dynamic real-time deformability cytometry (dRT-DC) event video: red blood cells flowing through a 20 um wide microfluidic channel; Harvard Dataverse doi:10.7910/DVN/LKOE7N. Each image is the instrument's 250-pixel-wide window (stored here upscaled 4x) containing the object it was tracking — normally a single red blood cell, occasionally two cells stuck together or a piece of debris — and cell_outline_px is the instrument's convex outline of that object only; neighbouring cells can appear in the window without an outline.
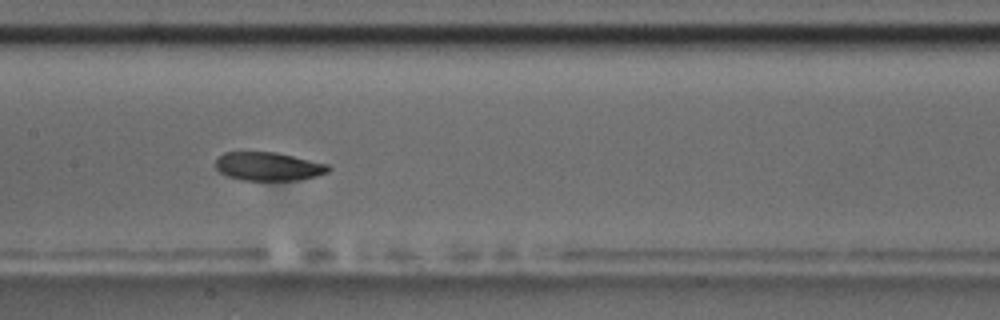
{"species": "common noctule bat (a hibernating species)", "species_latin": "Nyctalus noctula", "temperature_condition": "room temperature", "stored_images_in_passage": 11, "camera_frame_rate_fps": 3000, "um_per_image_px": 0.085, "animal": {"sex": "male", "body_mass_g": 17.5, "forearm_length_mm": 52.3}, "frame": {"image": 1, "passage_image": 8, "time_ms": 9.0, "image_size_px": [1000, 320], "cell_outline_px": [[332, 168], [328, 172], [316, 176], [300, 180], [240, 180], [228, 176], [220, 172], [216, 168], [216, 160], [224, 152], [276, 152], [328, 164]], "centroid_in_image_um": [22.83, 14.15], "position_along_channel_um": 184.6, "area_um2": 18.73}}